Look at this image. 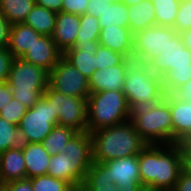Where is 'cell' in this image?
I'll return each mask as SVG.
<instances>
[{
	"instance_id": "1",
	"label": "cell",
	"mask_w": 191,
	"mask_h": 191,
	"mask_svg": "<svg viewBox=\"0 0 191 191\" xmlns=\"http://www.w3.org/2000/svg\"><path fill=\"white\" fill-rule=\"evenodd\" d=\"M185 168L183 144H147L139 153L141 185L146 191H172Z\"/></svg>"
},
{
	"instance_id": "42",
	"label": "cell",
	"mask_w": 191,
	"mask_h": 191,
	"mask_svg": "<svg viewBox=\"0 0 191 191\" xmlns=\"http://www.w3.org/2000/svg\"><path fill=\"white\" fill-rule=\"evenodd\" d=\"M172 95L179 100L191 102V79L179 86Z\"/></svg>"
},
{
	"instance_id": "44",
	"label": "cell",
	"mask_w": 191,
	"mask_h": 191,
	"mask_svg": "<svg viewBox=\"0 0 191 191\" xmlns=\"http://www.w3.org/2000/svg\"><path fill=\"white\" fill-rule=\"evenodd\" d=\"M62 1L63 0H35V4L57 13L62 11Z\"/></svg>"
},
{
	"instance_id": "45",
	"label": "cell",
	"mask_w": 191,
	"mask_h": 191,
	"mask_svg": "<svg viewBox=\"0 0 191 191\" xmlns=\"http://www.w3.org/2000/svg\"><path fill=\"white\" fill-rule=\"evenodd\" d=\"M183 44L191 51V29L180 33Z\"/></svg>"
},
{
	"instance_id": "21",
	"label": "cell",
	"mask_w": 191,
	"mask_h": 191,
	"mask_svg": "<svg viewBox=\"0 0 191 191\" xmlns=\"http://www.w3.org/2000/svg\"><path fill=\"white\" fill-rule=\"evenodd\" d=\"M26 179L22 147H13L0 153V181L4 184Z\"/></svg>"
},
{
	"instance_id": "47",
	"label": "cell",
	"mask_w": 191,
	"mask_h": 191,
	"mask_svg": "<svg viewBox=\"0 0 191 191\" xmlns=\"http://www.w3.org/2000/svg\"><path fill=\"white\" fill-rule=\"evenodd\" d=\"M143 0H123L122 2L127 5V6H133L136 5L137 3L142 2Z\"/></svg>"
},
{
	"instance_id": "24",
	"label": "cell",
	"mask_w": 191,
	"mask_h": 191,
	"mask_svg": "<svg viewBox=\"0 0 191 191\" xmlns=\"http://www.w3.org/2000/svg\"><path fill=\"white\" fill-rule=\"evenodd\" d=\"M129 29L135 34L150 26L156 25L154 6L151 0H143L133 6H128Z\"/></svg>"
},
{
	"instance_id": "28",
	"label": "cell",
	"mask_w": 191,
	"mask_h": 191,
	"mask_svg": "<svg viewBox=\"0 0 191 191\" xmlns=\"http://www.w3.org/2000/svg\"><path fill=\"white\" fill-rule=\"evenodd\" d=\"M154 6L156 25L175 26L181 0H151Z\"/></svg>"
},
{
	"instance_id": "6",
	"label": "cell",
	"mask_w": 191,
	"mask_h": 191,
	"mask_svg": "<svg viewBox=\"0 0 191 191\" xmlns=\"http://www.w3.org/2000/svg\"><path fill=\"white\" fill-rule=\"evenodd\" d=\"M130 121L147 144H173V125L166 98L131 111Z\"/></svg>"
},
{
	"instance_id": "38",
	"label": "cell",
	"mask_w": 191,
	"mask_h": 191,
	"mask_svg": "<svg viewBox=\"0 0 191 191\" xmlns=\"http://www.w3.org/2000/svg\"><path fill=\"white\" fill-rule=\"evenodd\" d=\"M111 4V0H89L85 14L99 18Z\"/></svg>"
},
{
	"instance_id": "46",
	"label": "cell",
	"mask_w": 191,
	"mask_h": 191,
	"mask_svg": "<svg viewBox=\"0 0 191 191\" xmlns=\"http://www.w3.org/2000/svg\"><path fill=\"white\" fill-rule=\"evenodd\" d=\"M186 167L191 170V144L185 145Z\"/></svg>"
},
{
	"instance_id": "23",
	"label": "cell",
	"mask_w": 191,
	"mask_h": 191,
	"mask_svg": "<svg viewBox=\"0 0 191 191\" xmlns=\"http://www.w3.org/2000/svg\"><path fill=\"white\" fill-rule=\"evenodd\" d=\"M40 36L30 26L23 23L12 24L8 49L14 58H21Z\"/></svg>"
},
{
	"instance_id": "5",
	"label": "cell",
	"mask_w": 191,
	"mask_h": 191,
	"mask_svg": "<svg viewBox=\"0 0 191 191\" xmlns=\"http://www.w3.org/2000/svg\"><path fill=\"white\" fill-rule=\"evenodd\" d=\"M123 93L130 111L152 105L165 98L162 78L148 64L131 59L127 63Z\"/></svg>"
},
{
	"instance_id": "18",
	"label": "cell",
	"mask_w": 191,
	"mask_h": 191,
	"mask_svg": "<svg viewBox=\"0 0 191 191\" xmlns=\"http://www.w3.org/2000/svg\"><path fill=\"white\" fill-rule=\"evenodd\" d=\"M79 30L80 15L57 12L52 39L62 53L75 46Z\"/></svg>"
},
{
	"instance_id": "14",
	"label": "cell",
	"mask_w": 191,
	"mask_h": 191,
	"mask_svg": "<svg viewBox=\"0 0 191 191\" xmlns=\"http://www.w3.org/2000/svg\"><path fill=\"white\" fill-rule=\"evenodd\" d=\"M131 59L126 58L120 65L96 69L88 78L90 93L103 91H123L124 80L127 72V63Z\"/></svg>"
},
{
	"instance_id": "25",
	"label": "cell",
	"mask_w": 191,
	"mask_h": 191,
	"mask_svg": "<svg viewBox=\"0 0 191 191\" xmlns=\"http://www.w3.org/2000/svg\"><path fill=\"white\" fill-rule=\"evenodd\" d=\"M57 13L35 5L25 18L23 24L32 27L41 35L52 36L56 26Z\"/></svg>"
},
{
	"instance_id": "27",
	"label": "cell",
	"mask_w": 191,
	"mask_h": 191,
	"mask_svg": "<svg viewBox=\"0 0 191 191\" xmlns=\"http://www.w3.org/2000/svg\"><path fill=\"white\" fill-rule=\"evenodd\" d=\"M78 133L72 127L56 125L41 142L50 155L62 153L65 144Z\"/></svg>"
},
{
	"instance_id": "13",
	"label": "cell",
	"mask_w": 191,
	"mask_h": 191,
	"mask_svg": "<svg viewBox=\"0 0 191 191\" xmlns=\"http://www.w3.org/2000/svg\"><path fill=\"white\" fill-rule=\"evenodd\" d=\"M169 102L173 125V144H191V102L165 94Z\"/></svg>"
},
{
	"instance_id": "20",
	"label": "cell",
	"mask_w": 191,
	"mask_h": 191,
	"mask_svg": "<svg viewBox=\"0 0 191 191\" xmlns=\"http://www.w3.org/2000/svg\"><path fill=\"white\" fill-rule=\"evenodd\" d=\"M133 41L134 34L129 28L119 27L117 25H108L102 28L99 36V43L124 54L127 58H133Z\"/></svg>"
},
{
	"instance_id": "7",
	"label": "cell",
	"mask_w": 191,
	"mask_h": 191,
	"mask_svg": "<svg viewBox=\"0 0 191 191\" xmlns=\"http://www.w3.org/2000/svg\"><path fill=\"white\" fill-rule=\"evenodd\" d=\"M7 83L13 91V98L29 109L49 86V72L23 58H14Z\"/></svg>"
},
{
	"instance_id": "12",
	"label": "cell",
	"mask_w": 191,
	"mask_h": 191,
	"mask_svg": "<svg viewBox=\"0 0 191 191\" xmlns=\"http://www.w3.org/2000/svg\"><path fill=\"white\" fill-rule=\"evenodd\" d=\"M49 86L67 96L88 98V78L63 56L49 72Z\"/></svg>"
},
{
	"instance_id": "33",
	"label": "cell",
	"mask_w": 191,
	"mask_h": 191,
	"mask_svg": "<svg viewBox=\"0 0 191 191\" xmlns=\"http://www.w3.org/2000/svg\"><path fill=\"white\" fill-rule=\"evenodd\" d=\"M127 57L117 51L110 50L108 47L99 45L98 51L95 54L96 69H104L120 65Z\"/></svg>"
},
{
	"instance_id": "4",
	"label": "cell",
	"mask_w": 191,
	"mask_h": 191,
	"mask_svg": "<svg viewBox=\"0 0 191 191\" xmlns=\"http://www.w3.org/2000/svg\"><path fill=\"white\" fill-rule=\"evenodd\" d=\"M148 65L162 78L166 94H172L191 79V51L185 47L179 33Z\"/></svg>"
},
{
	"instance_id": "17",
	"label": "cell",
	"mask_w": 191,
	"mask_h": 191,
	"mask_svg": "<svg viewBox=\"0 0 191 191\" xmlns=\"http://www.w3.org/2000/svg\"><path fill=\"white\" fill-rule=\"evenodd\" d=\"M82 191H146L143 187H117L105 162H93L80 187Z\"/></svg>"
},
{
	"instance_id": "2",
	"label": "cell",
	"mask_w": 191,
	"mask_h": 191,
	"mask_svg": "<svg viewBox=\"0 0 191 191\" xmlns=\"http://www.w3.org/2000/svg\"><path fill=\"white\" fill-rule=\"evenodd\" d=\"M93 162L91 134L78 132L65 144L62 153L51 155L47 174L79 189Z\"/></svg>"
},
{
	"instance_id": "35",
	"label": "cell",
	"mask_w": 191,
	"mask_h": 191,
	"mask_svg": "<svg viewBox=\"0 0 191 191\" xmlns=\"http://www.w3.org/2000/svg\"><path fill=\"white\" fill-rule=\"evenodd\" d=\"M174 29L181 32L191 29V0H181Z\"/></svg>"
},
{
	"instance_id": "48",
	"label": "cell",
	"mask_w": 191,
	"mask_h": 191,
	"mask_svg": "<svg viewBox=\"0 0 191 191\" xmlns=\"http://www.w3.org/2000/svg\"><path fill=\"white\" fill-rule=\"evenodd\" d=\"M5 188H6V184L0 181V191H5Z\"/></svg>"
},
{
	"instance_id": "9",
	"label": "cell",
	"mask_w": 191,
	"mask_h": 191,
	"mask_svg": "<svg viewBox=\"0 0 191 191\" xmlns=\"http://www.w3.org/2000/svg\"><path fill=\"white\" fill-rule=\"evenodd\" d=\"M56 125L58 114L42 96L32 108L26 110L18 125L21 142L41 143Z\"/></svg>"
},
{
	"instance_id": "49",
	"label": "cell",
	"mask_w": 191,
	"mask_h": 191,
	"mask_svg": "<svg viewBox=\"0 0 191 191\" xmlns=\"http://www.w3.org/2000/svg\"><path fill=\"white\" fill-rule=\"evenodd\" d=\"M122 1H123V0H111L112 3H115V2H116V3H120V2H122Z\"/></svg>"
},
{
	"instance_id": "19",
	"label": "cell",
	"mask_w": 191,
	"mask_h": 191,
	"mask_svg": "<svg viewBox=\"0 0 191 191\" xmlns=\"http://www.w3.org/2000/svg\"><path fill=\"white\" fill-rule=\"evenodd\" d=\"M99 45L98 41L76 42L74 47L63 53V57L89 78L96 70L95 54Z\"/></svg>"
},
{
	"instance_id": "16",
	"label": "cell",
	"mask_w": 191,
	"mask_h": 191,
	"mask_svg": "<svg viewBox=\"0 0 191 191\" xmlns=\"http://www.w3.org/2000/svg\"><path fill=\"white\" fill-rule=\"evenodd\" d=\"M62 56L52 36L41 35L21 58L50 72Z\"/></svg>"
},
{
	"instance_id": "32",
	"label": "cell",
	"mask_w": 191,
	"mask_h": 191,
	"mask_svg": "<svg viewBox=\"0 0 191 191\" xmlns=\"http://www.w3.org/2000/svg\"><path fill=\"white\" fill-rule=\"evenodd\" d=\"M34 191H74L75 189L66 181L51 177L50 175H41L30 178Z\"/></svg>"
},
{
	"instance_id": "10",
	"label": "cell",
	"mask_w": 191,
	"mask_h": 191,
	"mask_svg": "<svg viewBox=\"0 0 191 191\" xmlns=\"http://www.w3.org/2000/svg\"><path fill=\"white\" fill-rule=\"evenodd\" d=\"M58 114V125L72 127L78 132L87 129V99L67 96L46 88L42 95Z\"/></svg>"
},
{
	"instance_id": "26",
	"label": "cell",
	"mask_w": 191,
	"mask_h": 191,
	"mask_svg": "<svg viewBox=\"0 0 191 191\" xmlns=\"http://www.w3.org/2000/svg\"><path fill=\"white\" fill-rule=\"evenodd\" d=\"M35 0H0V11L10 24L23 23Z\"/></svg>"
},
{
	"instance_id": "29",
	"label": "cell",
	"mask_w": 191,
	"mask_h": 191,
	"mask_svg": "<svg viewBox=\"0 0 191 191\" xmlns=\"http://www.w3.org/2000/svg\"><path fill=\"white\" fill-rule=\"evenodd\" d=\"M99 22L101 29L108 25L129 28L128 6L123 2L108 5L107 9L100 15Z\"/></svg>"
},
{
	"instance_id": "22",
	"label": "cell",
	"mask_w": 191,
	"mask_h": 191,
	"mask_svg": "<svg viewBox=\"0 0 191 191\" xmlns=\"http://www.w3.org/2000/svg\"><path fill=\"white\" fill-rule=\"evenodd\" d=\"M26 166V178L46 175L51 155L45 150L42 143L21 144Z\"/></svg>"
},
{
	"instance_id": "3",
	"label": "cell",
	"mask_w": 191,
	"mask_h": 191,
	"mask_svg": "<svg viewBox=\"0 0 191 191\" xmlns=\"http://www.w3.org/2000/svg\"><path fill=\"white\" fill-rule=\"evenodd\" d=\"M90 134L93 142L94 162H106L139 155L147 146L130 120L93 131Z\"/></svg>"
},
{
	"instance_id": "34",
	"label": "cell",
	"mask_w": 191,
	"mask_h": 191,
	"mask_svg": "<svg viewBox=\"0 0 191 191\" xmlns=\"http://www.w3.org/2000/svg\"><path fill=\"white\" fill-rule=\"evenodd\" d=\"M27 108L18 100L12 99L4 108L0 110V117L16 126L19 125Z\"/></svg>"
},
{
	"instance_id": "11",
	"label": "cell",
	"mask_w": 191,
	"mask_h": 191,
	"mask_svg": "<svg viewBox=\"0 0 191 191\" xmlns=\"http://www.w3.org/2000/svg\"><path fill=\"white\" fill-rule=\"evenodd\" d=\"M178 32L169 26L153 25L134 34L133 58L149 64L165 49Z\"/></svg>"
},
{
	"instance_id": "15",
	"label": "cell",
	"mask_w": 191,
	"mask_h": 191,
	"mask_svg": "<svg viewBox=\"0 0 191 191\" xmlns=\"http://www.w3.org/2000/svg\"><path fill=\"white\" fill-rule=\"evenodd\" d=\"M109 177L117 187H143L139 172V155H132L105 162Z\"/></svg>"
},
{
	"instance_id": "36",
	"label": "cell",
	"mask_w": 191,
	"mask_h": 191,
	"mask_svg": "<svg viewBox=\"0 0 191 191\" xmlns=\"http://www.w3.org/2000/svg\"><path fill=\"white\" fill-rule=\"evenodd\" d=\"M14 56L8 48L0 49V82L7 81Z\"/></svg>"
},
{
	"instance_id": "41",
	"label": "cell",
	"mask_w": 191,
	"mask_h": 191,
	"mask_svg": "<svg viewBox=\"0 0 191 191\" xmlns=\"http://www.w3.org/2000/svg\"><path fill=\"white\" fill-rule=\"evenodd\" d=\"M5 191H34L30 179H21L6 183Z\"/></svg>"
},
{
	"instance_id": "37",
	"label": "cell",
	"mask_w": 191,
	"mask_h": 191,
	"mask_svg": "<svg viewBox=\"0 0 191 191\" xmlns=\"http://www.w3.org/2000/svg\"><path fill=\"white\" fill-rule=\"evenodd\" d=\"M89 0H63L62 12L83 15Z\"/></svg>"
},
{
	"instance_id": "40",
	"label": "cell",
	"mask_w": 191,
	"mask_h": 191,
	"mask_svg": "<svg viewBox=\"0 0 191 191\" xmlns=\"http://www.w3.org/2000/svg\"><path fill=\"white\" fill-rule=\"evenodd\" d=\"M172 191H191V170L187 167L181 172Z\"/></svg>"
},
{
	"instance_id": "31",
	"label": "cell",
	"mask_w": 191,
	"mask_h": 191,
	"mask_svg": "<svg viewBox=\"0 0 191 191\" xmlns=\"http://www.w3.org/2000/svg\"><path fill=\"white\" fill-rule=\"evenodd\" d=\"M21 144L18 126L0 117V153Z\"/></svg>"
},
{
	"instance_id": "43",
	"label": "cell",
	"mask_w": 191,
	"mask_h": 191,
	"mask_svg": "<svg viewBox=\"0 0 191 191\" xmlns=\"http://www.w3.org/2000/svg\"><path fill=\"white\" fill-rule=\"evenodd\" d=\"M13 99V91L7 81L0 82V110Z\"/></svg>"
},
{
	"instance_id": "8",
	"label": "cell",
	"mask_w": 191,
	"mask_h": 191,
	"mask_svg": "<svg viewBox=\"0 0 191 191\" xmlns=\"http://www.w3.org/2000/svg\"><path fill=\"white\" fill-rule=\"evenodd\" d=\"M130 107L123 91L90 93L87 99V129L93 131L130 120Z\"/></svg>"
},
{
	"instance_id": "39",
	"label": "cell",
	"mask_w": 191,
	"mask_h": 191,
	"mask_svg": "<svg viewBox=\"0 0 191 191\" xmlns=\"http://www.w3.org/2000/svg\"><path fill=\"white\" fill-rule=\"evenodd\" d=\"M12 24L0 11V49L8 48Z\"/></svg>"
},
{
	"instance_id": "30",
	"label": "cell",
	"mask_w": 191,
	"mask_h": 191,
	"mask_svg": "<svg viewBox=\"0 0 191 191\" xmlns=\"http://www.w3.org/2000/svg\"><path fill=\"white\" fill-rule=\"evenodd\" d=\"M100 31L99 18L87 14L80 15V30L76 42L99 41Z\"/></svg>"
}]
</instances>
